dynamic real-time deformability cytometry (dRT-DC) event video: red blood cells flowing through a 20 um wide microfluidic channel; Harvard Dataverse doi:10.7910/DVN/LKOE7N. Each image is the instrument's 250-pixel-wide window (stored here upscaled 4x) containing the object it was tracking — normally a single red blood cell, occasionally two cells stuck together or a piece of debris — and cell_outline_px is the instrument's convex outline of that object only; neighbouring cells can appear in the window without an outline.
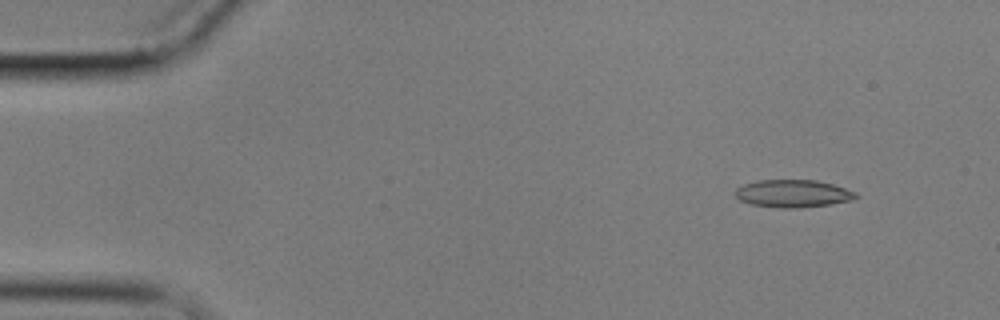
{"species": "common noctule bat (a hibernating species)", "species_latin": "Nyctalus noctula", "temperature_condition": "cold", "stored_images_in_passage": 10, "camera_frame_rate_fps": 3000, "um_per_image_px": 0.085, "animal": {"sex": "male", "body_mass_g": 17.9}, "frame": {"image": 1, "passage_image": 2, "time_ms": 1.333, "image_size_px": [1000, 320], "cell_outline_px": [[860, 196], [852, 200], [832, 204], [800, 208], [780, 208], [752, 204], [740, 200], [732, 192], [736, 188], [744, 184], [756, 180], [816, 180], [832, 184], [856, 192]], "centroid_in_image_um": [67.4, 16.45], "position_along_channel_um": 17.6, "area_um2": 19.54}}
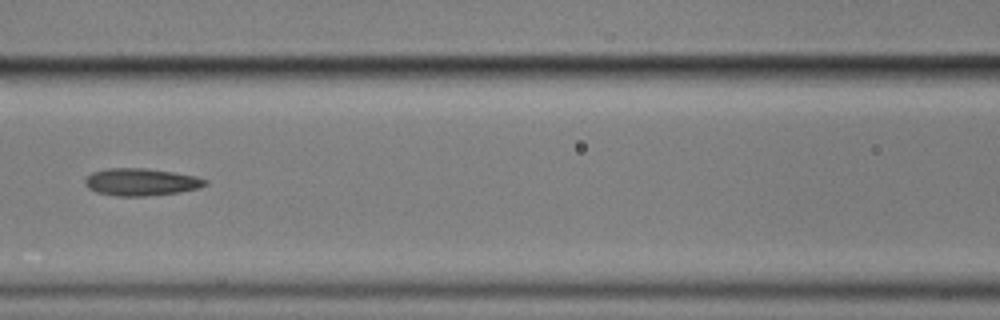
{"frame": {"image": 2, "passage_image": 7, "time_ms": 8.0, "image_size_px": [1000, 320], "cell_outline_px": [[208, 184], [200, 188], [180, 192], [148, 196], [116, 196], [96, 192], [88, 188], [84, 184], [84, 180], [92, 172], [108, 168], [144, 168], [172, 172], [196, 176], [208, 180]], "centroid_in_image_um": [12.0, 15.47], "position_along_channel_um": 154.6, "area_um2": 19.25}}
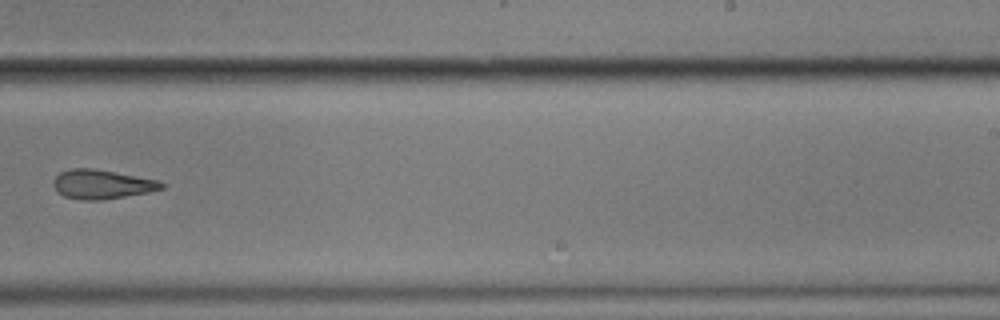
{"frame": {"image": 3, "passage_image": 10, "time_ms": 11.667, "image_size_px": [1000, 320], "cell_outline_px": [[168, 184], [164, 188], [148, 192], [104, 200], [80, 200], [64, 196], [56, 192], [52, 184], [52, 180], [60, 172], [72, 168], [92, 168], [156, 180]], "centroid_in_image_um": [8.62, 15.68], "position_along_channel_um": 280.4, "area_um2": 18.44}}